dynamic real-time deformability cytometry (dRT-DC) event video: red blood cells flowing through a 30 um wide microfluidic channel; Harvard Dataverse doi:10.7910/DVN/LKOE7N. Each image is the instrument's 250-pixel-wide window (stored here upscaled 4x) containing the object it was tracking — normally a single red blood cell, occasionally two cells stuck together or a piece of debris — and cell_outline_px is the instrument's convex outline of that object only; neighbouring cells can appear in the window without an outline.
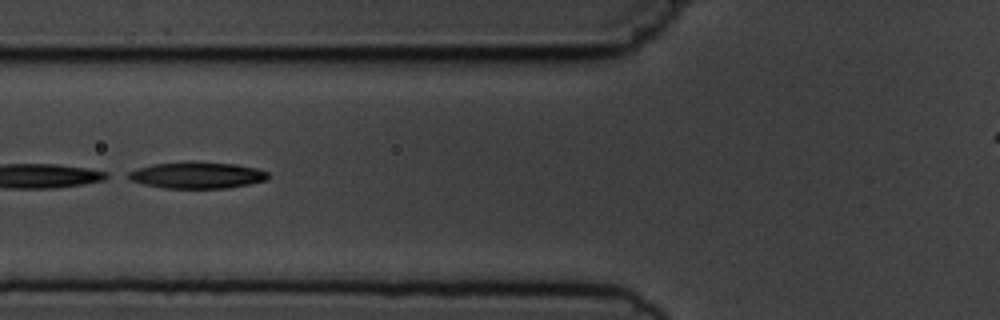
{"species": "common noctule bat (a hibernating species)", "species_latin": "Nyctalus noctula", "temperature_condition": "cold", "stored_images_in_passage": 7, "camera_frame_rate_fps": 3000, "um_per_image_px": 0.085, "animal": {"sex": "male", "body_mass_g": 19.5, "forearm_length_mm": 54.6}, "frame": {"image": 1, "passage_image": 2, "time_ms": 1.333, "image_size_px": [1000, 320], "cell_outline_px": [[268, 180], [228, 188], [164, 188], [144, 184], [128, 180], [120, 176], [128, 172], [152, 164], [188, 160], [196, 160], [236, 164], [256, 168], [268, 172]], "centroid_in_image_um": [16.69, 14.87], "position_along_channel_um": 109.1, "area_um2": 22.2}}
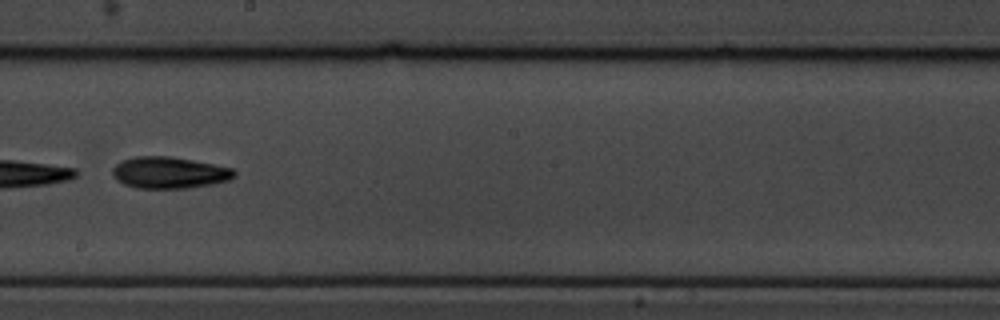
{"frame": {"image": 2, "passage_image": 5, "time_ms": 4.667, "image_size_px": [1000, 320], "cell_outline_px": [[236, 176], [228, 180], [212, 184], [188, 188], [136, 188], [124, 184], [116, 180], [112, 176], [112, 168], [120, 160], [132, 156], [168, 156], [192, 160], [232, 168], [236, 172]], "centroid_in_image_um": [14.34, 14.67], "position_along_channel_um": 233.9, "area_um2": 22.54}}
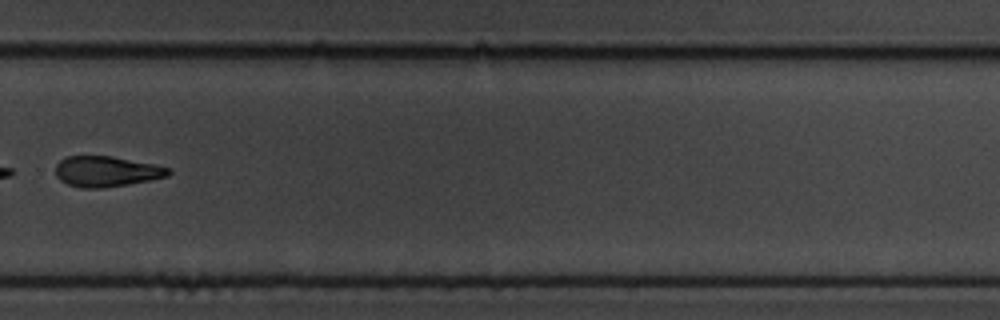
{"frame": {"image": 3, "passage_image": 7, "time_ms": 7.0, "image_size_px": [1000, 320], "cell_outline_px": [[172, 172], [168, 176], [128, 184], [100, 188], [80, 188], [68, 184], [60, 180], [56, 176], [56, 164], [60, 160], [68, 156], [112, 156], [152, 164], [168, 168]], "centroid_in_image_um": [9.01, 14.57], "position_along_channel_um": 320.8, "area_um2": 19.88}}